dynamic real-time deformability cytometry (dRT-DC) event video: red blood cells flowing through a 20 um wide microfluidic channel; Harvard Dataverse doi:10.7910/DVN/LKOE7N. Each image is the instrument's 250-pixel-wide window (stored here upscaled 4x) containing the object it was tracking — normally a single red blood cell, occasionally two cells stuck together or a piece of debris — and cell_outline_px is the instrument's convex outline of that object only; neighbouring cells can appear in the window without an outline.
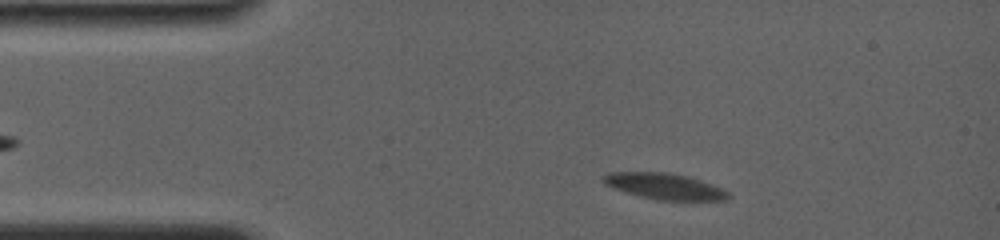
{"species": "common noctule bat (a hibernating species)", "species_latin": "Nyctalus noctula", "temperature_condition": "room temperature", "stored_images_in_passage": 45, "camera_frame_rate_fps": 4000, "um_per_image_px": 0.085, "animal": {"sex": "female", "body_mass_g": 19.0, "forearm_length_mm": 56.7}, "frame": {"image": 1, "passage_image": 5, "time_ms": 1.5, "image_size_px": [1000, 240], "cell_outline_px": [[732, 196], [728, 200], [656, 200], [624, 192], [604, 184], [600, 180], [600, 176], [612, 172], [668, 172], [688, 176], [724, 188]], "centroid_in_image_um": [56.48, 15.83], "position_along_channel_um": 28.5, "area_um2": 19.25}}
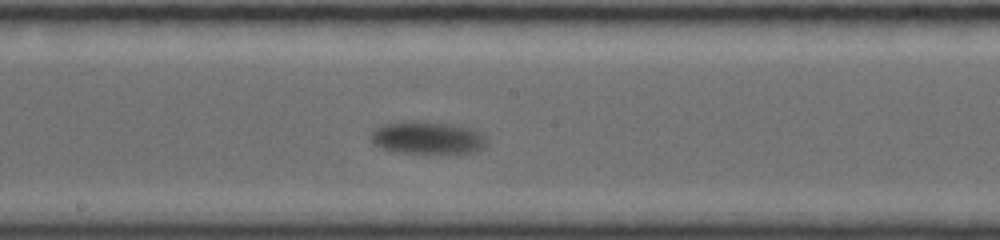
{"frame": {"image": 2, "passage_image": 22, "time_ms": 8.25, "image_size_px": [1000, 240], "cell_outline_px": [[488, 144], [484, 148], [476, 152], [396, 152], [384, 148], [376, 144], [372, 140], [372, 132], [388, 124], [440, 124], [460, 128], [476, 132], [484, 136]], "centroid_in_image_um": [36.38, 11.78], "position_along_channel_um": 211.8, "area_um2": 19.88}}
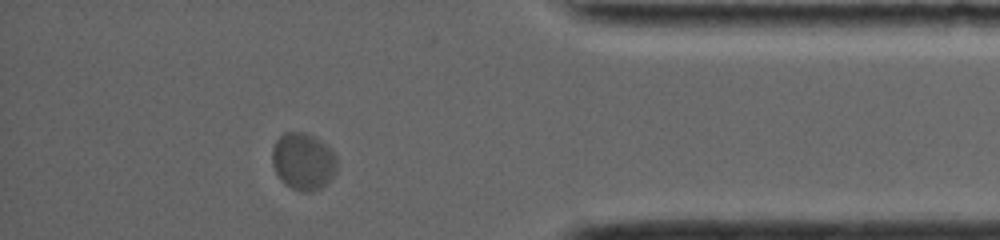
{"frame": {"image": 3, "passage_image": 39, "time_ms": 14.5, "image_size_px": [1000, 240], "cell_outline_px": [[336, 172], [328, 184], [312, 192], [300, 192], [284, 184], [276, 172], [272, 164], [272, 148], [276, 140], [284, 132], [304, 132], [312, 136], [324, 144], [332, 152], [336, 160]], "centroid_in_image_um": [25.75, 13.75], "position_along_channel_um": 409.4, "area_um2": 21.5}, "authors_computed_cell_mechanics": {"area_um2": 20.1722, "velocity_mm_per_s": 3.4245, "shape_relaxation_time_tau1_ms": 1.3125, "shape_relaxation_time_tau2_ms": null, "deformation_change_tau1": 0.0806, "deformation_change_tau2": null}}